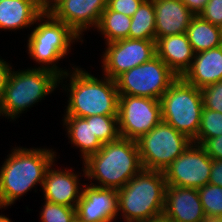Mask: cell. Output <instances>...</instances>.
Masks as SVG:
<instances>
[{
    "label": "cell",
    "mask_w": 222,
    "mask_h": 222,
    "mask_svg": "<svg viewBox=\"0 0 222 222\" xmlns=\"http://www.w3.org/2000/svg\"><path fill=\"white\" fill-rule=\"evenodd\" d=\"M56 156L53 149L13 148L0 167V208L11 206L37 184L42 187L45 173Z\"/></svg>",
    "instance_id": "obj_1"
},
{
    "label": "cell",
    "mask_w": 222,
    "mask_h": 222,
    "mask_svg": "<svg viewBox=\"0 0 222 222\" xmlns=\"http://www.w3.org/2000/svg\"><path fill=\"white\" fill-rule=\"evenodd\" d=\"M72 68V72H66L59 78V83L67 77L70 79L68 86L63 84L65 87H62L65 91L68 90L67 93L70 92L63 116L85 118L93 115H118L119 93L116 81L105 75L98 79L78 66Z\"/></svg>",
    "instance_id": "obj_2"
},
{
    "label": "cell",
    "mask_w": 222,
    "mask_h": 222,
    "mask_svg": "<svg viewBox=\"0 0 222 222\" xmlns=\"http://www.w3.org/2000/svg\"><path fill=\"white\" fill-rule=\"evenodd\" d=\"M83 165V176L90 179L91 185L117 190L143 169L136 141L121 137L103 144Z\"/></svg>",
    "instance_id": "obj_3"
},
{
    "label": "cell",
    "mask_w": 222,
    "mask_h": 222,
    "mask_svg": "<svg viewBox=\"0 0 222 222\" xmlns=\"http://www.w3.org/2000/svg\"><path fill=\"white\" fill-rule=\"evenodd\" d=\"M166 180L162 171L142 169L118 189V216L125 222H148L163 214Z\"/></svg>",
    "instance_id": "obj_4"
},
{
    "label": "cell",
    "mask_w": 222,
    "mask_h": 222,
    "mask_svg": "<svg viewBox=\"0 0 222 222\" xmlns=\"http://www.w3.org/2000/svg\"><path fill=\"white\" fill-rule=\"evenodd\" d=\"M60 76L42 68L9 71L3 98L0 102V116L11 120L44 99L59 86Z\"/></svg>",
    "instance_id": "obj_5"
},
{
    "label": "cell",
    "mask_w": 222,
    "mask_h": 222,
    "mask_svg": "<svg viewBox=\"0 0 222 222\" xmlns=\"http://www.w3.org/2000/svg\"><path fill=\"white\" fill-rule=\"evenodd\" d=\"M36 22L38 25L28 35L29 56L40 65L39 68L63 76L68 71L62 70L56 64L69 54L73 42L79 40L82 43L83 40L68 25L55 19L48 11H45Z\"/></svg>",
    "instance_id": "obj_6"
},
{
    "label": "cell",
    "mask_w": 222,
    "mask_h": 222,
    "mask_svg": "<svg viewBox=\"0 0 222 222\" xmlns=\"http://www.w3.org/2000/svg\"><path fill=\"white\" fill-rule=\"evenodd\" d=\"M162 121L192 141L200 128L203 102L201 89L178 77L160 98Z\"/></svg>",
    "instance_id": "obj_7"
},
{
    "label": "cell",
    "mask_w": 222,
    "mask_h": 222,
    "mask_svg": "<svg viewBox=\"0 0 222 222\" xmlns=\"http://www.w3.org/2000/svg\"><path fill=\"white\" fill-rule=\"evenodd\" d=\"M193 141L161 121L137 141L143 169L164 171Z\"/></svg>",
    "instance_id": "obj_8"
},
{
    "label": "cell",
    "mask_w": 222,
    "mask_h": 222,
    "mask_svg": "<svg viewBox=\"0 0 222 222\" xmlns=\"http://www.w3.org/2000/svg\"><path fill=\"white\" fill-rule=\"evenodd\" d=\"M178 76L157 55L124 72L115 81L119 95L158 99Z\"/></svg>",
    "instance_id": "obj_9"
},
{
    "label": "cell",
    "mask_w": 222,
    "mask_h": 222,
    "mask_svg": "<svg viewBox=\"0 0 222 222\" xmlns=\"http://www.w3.org/2000/svg\"><path fill=\"white\" fill-rule=\"evenodd\" d=\"M117 117L120 137L137 141L162 121L160 100L119 95Z\"/></svg>",
    "instance_id": "obj_10"
},
{
    "label": "cell",
    "mask_w": 222,
    "mask_h": 222,
    "mask_svg": "<svg viewBox=\"0 0 222 222\" xmlns=\"http://www.w3.org/2000/svg\"><path fill=\"white\" fill-rule=\"evenodd\" d=\"M212 158L200 144L192 142L164 171L166 184L183 188H201L208 184Z\"/></svg>",
    "instance_id": "obj_11"
},
{
    "label": "cell",
    "mask_w": 222,
    "mask_h": 222,
    "mask_svg": "<svg viewBox=\"0 0 222 222\" xmlns=\"http://www.w3.org/2000/svg\"><path fill=\"white\" fill-rule=\"evenodd\" d=\"M106 45L102 54V71L112 80L156 56V40L126 38Z\"/></svg>",
    "instance_id": "obj_12"
},
{
    "label": "cell",
    "mask_w": 222,
    "mask_h": 222,
    "mask_svg": "<svg viewBox=\"0 0 222 222\" xmlns=\"http://www.w3.org/2000/svg\"><path fill=\"white\" fill-rule=\"evenodd\" d=\"M107 0H58L48 12L68 25L82 39V34L99 24Z\"/></svg>",
    "instance_id": "obj_13"
},
{
    "label": "cell",
    "mask_w": 222,
    "mask_h": 222,
    "mask_svg": "<svg viewBox=\"0 0 222 222\" xmlns=\"http://www.w3.org/2000/svg\"><path fill=\"white\" fill-rule=\"evenodd\" d=\"M76 216L83 222H114L118 216V191L83 184Z\"/></svg>",
    "instance_id": "obj_14"
},
{
    "label": "cell",
    "mask_w": 222,
    "mask_h": 222,
    "mask_svg": "<svg viewBox=\"0 0 222 222\" xmlns=\"http://www.w3.org/2000/svg\"><path fill=\"white\" fill-rule=\"evenodd\" d=\"M55 165L52 163L44 176L42 189L44 199L61 205L76 208L81 198L83 187L81 185L79 175L72 172L71 169H55L51 168Z\"/></svg>",
    "instance_id": "obj_15"
},
{
    "label": "cell",
    "mask_w": 222,
    "mask_h": 222,
    "mask_svg": "<svg viewBox=\"0 0 222 222\" xmlns=\"http://www.w3.org/2000/svg\"><path fill=\"white\" fill-rule=\"evenodd\" d=\"M163 213L175 222H202L206 218L196 188L167 185Z\"/></svg>",
    "instance_id": "obj_16"
},
{
    "label": "cell",
    "mask_w": 222,
    "mask_h": 222,
    "mask_svg": "<svg viewBox=\"0 0 222 222\" xmlns=\"http://www.w3.org/2000/svg\"><path fill=\"white\" fill-rule=\"evenodd\" d=\"M156 40L168 35L186 33L195 16L181 0H153Z\"/></svg>",
    "instance_id": "obj_17"
},
{
    "label": "cell",
    "mask_w": 222,
    "mask_h": 222,
    "mask_svg": "<svg viewBox=\"0 0 222 222\" xmlns=\"http://www.w3.org/2000/svg\"><path fill=\"white\" fill-rule=\"evenodd\" d=\"M156 55L178 76L190 68L195 52L186 33L168 35L156 40Z\"/></svg>",
    "instance_id": "obj_18"
},
{
    "label": "cell",
    "mask_w": 222,
    "mask_h": 222,
    "mask_svg": "<svg viewBox=\"0 0 222 222\" xmlns=\"http://www.w3.org/2000/svg\"><path fill=\"white\" fill-rule=\"evenodd\" d=\"M182 78L198 89L222 80V45L195 54Z\"/></svg>",
    "instance_id": "obj_19"
},
{
    "label": "cell",
    "mask_w": 222,
    "mask_h": 222,
    "mask_svg": "<svg viewBox=\"0 0 222 222\" xmlns=\"http://www.w3.org/2000/svg\"><path fill=\"white\" fill-rule=\"evenodd\" d=\"M44 12L37 0H2L0 29L16 31L30 28Z\"/></svg>",
    "instance_id": "obj_20"
},
{
    "label": "cell",
    "mask_w": 222,
    "mask_h": 222,
    "mask_svg": "<svg viewBox=\"0 0 222 222\" xmlns=\"http://www.w3.org/2000/svg\"><path fill=\"white\" fill-rule=\"evenodd\" d=\"M63 126L71 144L80 149L83 161L90 155L97 153L103 144L98 140L92 129V116L75 117L63 116Z\"/></svg>",
    "instance_id": "obj_21"
},
{
    "label": "cell",
    "mask_w": 222,
    "mask_h": 222,
    "mask_svg": "<svg viewBox=\"0 0 222 222\" xmlns=\"http://www.w3.org/2000/svg\"><path fill=\"white\" fill-rule=\"evenodd\" d=\"M188 41L195 54L222 45L221 27L213 25L200 16H194L186 30Z\"/></svg>",
    "instance_id": "obj_22"
},
{
    "label": "cell",
    "mask_w": 222,
    "mask_h": 222,
    "mask_svg": "<svg viewBox=\"0 0 222 222\" xmlns=\"http://www.w3.org/2000/svg\"><path fill=\"white\" fill-rule=\"evenodd\" d=\"M153 0H144L131 17L130 39L156 40Z\"/></svg>",
    "instance_id": "obj_23"
},
{
    "label": "cell",
    "mask_w": 222,
    "mask_h": 222,
    "mask_svg": "<svg viewBox=\"0 0 222 222\" xmlns=\"http://www.w3.org/2000/svg\"><path fill=\"white\" fill-rule=\"evenodd\" d=\"M131 17L112 11L108 6L102 12L96 30L103 34L106 43L129 38Z\"/></svg>",
    "instance_id": "obj_24"
},
{
    "label": "cell",
    "mask_w": 222,
    "mask_h": 222,
    "mask_svg": "<svg viewBox=\"0 0 222 222\" xmlns=\"http://www.w3.org/2000/svg\"><path fill=\"white\" fill-rule=\"evenodd\" d=\"M222 135V113L203 108L200 128L194 143L202 144L205 140Z\"/></svg>",
    "instance_id": "obj_25"
},
{
    "label": "cell",
    "mask_w": 222,
    "mask_h": 222,
    "mask_svg": "<svg viewBox=\"0 0 222 222\" xmlns=\"http://www.w3.org/2000/svg\"><path fill=\"white\" fill-rule=\"evenodd\" d=\"M118 115H93L92 129L102 144L116 141L120 138Z\"/></svg>",
    "instance_id": "obj_26"
},
{
    "label": "cell",
    "mask_w": 222,
    "mask_h": 222,
    "mask_svg": "<svg viewBox=\"0 0 222 222\" xmlns=\"http://www.w3.org/2000/svg\"><path fill=\"white\" fill-rule=\"evenodd\" d=\"M197 190L206 217H219L222 214V187L208 183Z\"/></svg>",
    "instance_id": "obj_27"
},
{
    "label": "cell",
    "mask_w": 222,
    "mask_h": 222,
    "mask_svg": "<svg viewBox=\"0 0 222 222\" xmlns=\"http://www.w3.org/2000/svg\"><path fill=\"white\" fill-rule=\"evenodd\" d=\"M40 213V222H72L76 217V208L56 204L45 200Z\"/></svg>",
    "instance_id": "obj_28"
},
{
    "label": "cell",
    "mask_w": 222,
    "mask_h": 222,
    "mask_svg": "<svg viewBox=\"0 0 222 222\" xmlns=\"http://www.w3.org/2000/svg\"><path fill=\"white\" fill-rule=\"evenodd\" d=\"M203 108L222 113V80L201 89Z\"/></svg>",
    "instance_id": "obj_29"
},
{
    "label": "cell",
    "mask_w": 222,
    "mask_h": 222,
    "mask_svg": "<svg viewBox=\"0 0 222 222\" xmlns=\"http://www.w3.org/2000/svg\"><path fill=\"white\" fill-rule=\"evenodd\" d=\"M213 25L222 26V0H208L204 10L199 15Z\"/></svg>",
    "instance_id": "obj_30"
},
{
    "label": "cell",
    "mask_w": 222,
    "mask_h": 222,
    "mask_svg": "<svg viewBox=\"0 0 222 222\" xmlns=\"http://www.w3.org/2000/svg\"><path fill=\"white\" fill-rule=\"evenodd\" d=\"M144 0H107V6L115 12L132 17Z\"/></svg>",
    "instance_id": "obj_31"
},
{
    "label": "cell",
    "mask_w": 222,
    "mask_h": 222,
    "mask_svg": "<svg viewBox=\"0 0 222 222\" xmlns=\"http://www.w3.org/2000/svg\"><path fill=\"white\" fill-rule=\"evenodd\" d=\"M201 146L212 159H222V135L205 140Z\"/></svg>",
    "instance_id": "obj_32"
},
{
    "label": "cell",
    "mask_w": 222,
    "mask_h": 222,
    "mask_svg": "<svg viewBox=\"0 0 222 222\" xmlns=\"http://www.w3.org/2000/svg\"><path fill=\"white\" fill-rule=\"evenodd\" d=\"M209 184L222 187V159H212Z\"/></svg>",
    "instance_id": "obj_33"
},
{
    "label": "cell",
    "mask_w": 222,
    "mask_h": 222,
    "mask_svg": "<svg viewBox=\"0 0 222 222\" xmlns=\"http://www.w3.org/2000/svg\"><path fill=\"white\" fill-rule=\"evenodd\" d=\"M11 68L12 66L8 62L4 61L1 57L0 59V102L4 95L7 79L9 76V71Z\"/></svg>",
    "instance_id": "obj_34"
},
{
    "label": "cell",
    "mask_w": 222,
    "mask_h": 222,
    "mask_svg": "<svg viewBox=\"0 0 222 222\" xmlns=\"http://www.w3.org/2000/svg\"><path fill=\"white\" fill-rule=\"evenodd\" d=\"M181 1L195 16H199L208 3V0H181Z\"/></svg>",
    "instance_id": "obj_35"
},
{
    "label": "cell",
    "mask_w": 222,
    "mask_h": 222,
    "mask_svg": "<svg viewBox=\"0 0 222 222\" xmlns=\"http://www.w3.org/2000/svg\"><path fill=\"white\" fill-rule=\"evenodd\" d=\"M57 1L58 0H37L44 11H48Z\"/></svg>",
    "instance_id": "obj_36"
},
{
    "label": "cell",
    "mask_w": 222,
    "mask_h": 222,
    "mask_svg": "<svg viewBox=\"0 0 222 222\" xmlns=\"http://www.w3.org/2000/svg\"><path fill=\"white\" fill-rule=\"evenodd\" d=\"M148 222H175L173 219L167 217L164 213L155 216L153 219H151Z\"/></svg>",
    "instance_id": "obj_37"
},
{
    "label": "cell",
    "mask_w": 222,
    "mask_h": 222,
    "mask_svg": "<svg viewBox=\"0 0 222 222\" xmlns=\"http://www.w3.org/2000/svg\"><path fill=\"white\" fill-rule=\"evenodd\" d=\"M202 222H222L219 217H206Z\"/></svg>",
    "instance_id": "obj_38"
},
{
    "label": "cell",
    "mask_w": 222,
    "mask_h": 222,
    "mask_svg": "<svg viewBox=\"0 0 222 222\" xmlns=\"http://www.w3.org/2000/svg\"><path fill=\"white\" fill-rule=\"evenodd\" d=\"M2 209V208H0ZM0 222H13L11 221L8 217L4 216V215H0Z\"/></svg>",
    "instance_id": "obj_39"
},
{
    "label": "cell",
    "mask_w": 222,
    "mask_h": 222,
    "mask_svg": "<svg viewBox=\"0 0 222 222\" xmlns=\"http://www.w3.org/2000/svg\"><path fill=\"white\" fill-rule=\"evenodd\" d=\"M72 222H83V221H81L77 216L73 219V221Z\"/></svg>",
    "instance_id": "obj_40"
}]
</instances>
